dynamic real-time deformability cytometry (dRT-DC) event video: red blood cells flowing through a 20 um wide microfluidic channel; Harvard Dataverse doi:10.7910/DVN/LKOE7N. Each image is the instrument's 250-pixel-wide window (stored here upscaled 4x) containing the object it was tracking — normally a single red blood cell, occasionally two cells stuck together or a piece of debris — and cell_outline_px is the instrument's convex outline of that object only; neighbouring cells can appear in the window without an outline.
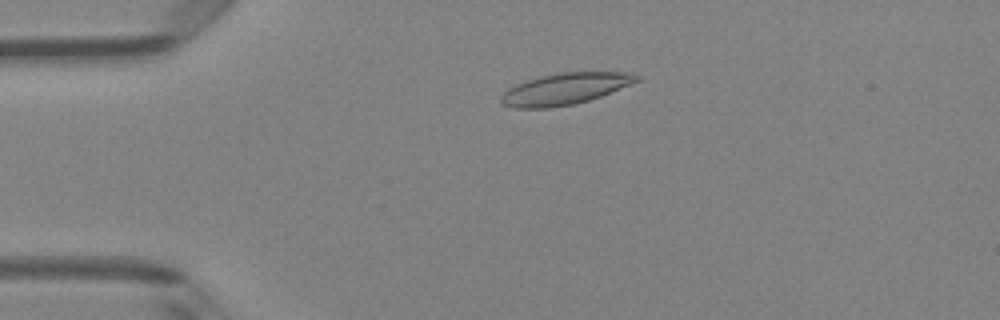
{"species": "Egyptian fruit bat (a non-hibernating species)", "species_latin": "Rousettus aegyptiacus", "temperature_condition": "room temperature", "stored_images_in_passage": 49, "camera_frame_rate_fps": 3000, "um_per_image_px": 0.085, "animal": {"sex": "female"}, "frame": {"image": 1, "passage_image": 11, "time_ms": 3.333, "image_size_px": [1000, 320], "cell_outline_px": [[640, 80], [632, 84], [600, 96], [588, 100], [572, 104], [548, 108], [512, 108], [504, 104], [500, 100], [500, 96], [508, 88], [516, 84], [540, 76], [560, 72], [632, 72], [640, 76]], "centroid_in_image_um": [48.03, 7.54], "position_along_channel_um": 37.0, "area_um2": 24.8}}
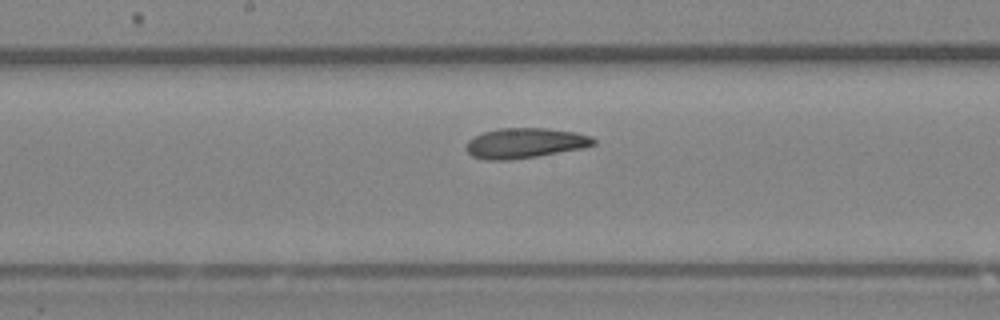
{"frame": {"image": 2, "passage_image": 26, "time_ms": 8.333, "image_size_px": [1000, 320], "cell_outline_px": [[596, 144], [580, 148], [536, 156], [508, 160], [484, 160], [472, 156], [464, 148], [464, 144], [468, 140], [484, 132], [500, 128], [548, 128], [576, 132], [592, 136], [596, 140]], "centroid_in_image_um": [44.59, 12.16], "position_along_channel_um": 203.6, "area_um2": 22.37}}
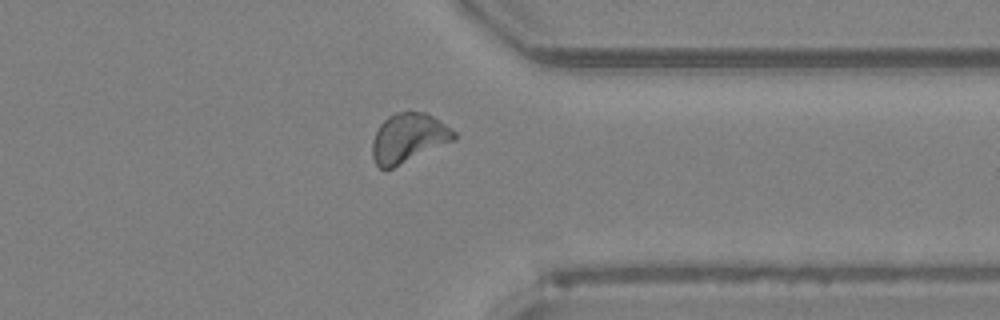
{"frame": {"image": 3, "passage_image": 39, "time_ms": 12.667, "image_size_px": [1000, 320], "cell_outline_px": [[456, 140], [392, 168], [380, 168], [376, 164], [372, 156], [372, 140], [380, 124], [388, 116], [396, 112], [428, 112], [456, 132]], "centroid_in_image_um": [34.73, 11.72], "position_along_channel_um": 376.7, "area_um2": 23.47}, "authors_computed_cell_mechanics": {"area_um2": 22.6576, "velocity_mm_per_s": 4.0783, "shape_relaxation_time_tau1_ms": 7.2668, "shape_relaxation_time_tau2_ms": 3.4611, "deformation_change_tau1": 0.1854, "deformation_change_tau2": 0.0896}}